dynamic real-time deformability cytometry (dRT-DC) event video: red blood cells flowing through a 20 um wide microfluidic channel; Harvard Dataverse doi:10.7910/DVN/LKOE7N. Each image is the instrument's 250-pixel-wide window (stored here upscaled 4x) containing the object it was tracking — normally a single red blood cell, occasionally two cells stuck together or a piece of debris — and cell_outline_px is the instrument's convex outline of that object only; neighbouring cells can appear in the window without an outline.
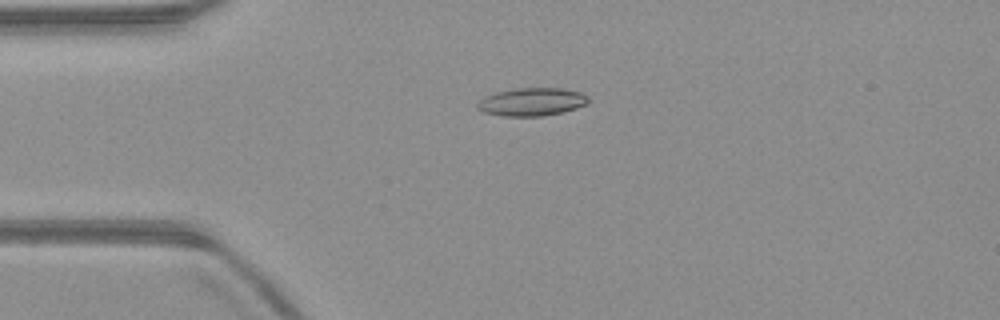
{"species": "common noctule bat (a hibernating species)", "species_latin": "Nyctalus noctula", "temperature_condition": "warm", "stored_images_in_passage": 51, "camera_frame_rate_fps": 3000, "um_per_image_px": 0.085, "animal": {"sex": "male", "body_mass_g": 23.1, "forearm_length_mm": 52.7}, "frame": {"image": 1, "passage_image": 12, "time_ms": 3.667, "image_size_px": [1000, 320], "cell_outline_px": [[588, 104], [564, 112], [544, 116], [500, 116], [484, 112], [476, 108], [476, 104], [484, 96], [496, 92], [516, 88], [560, 88], [580, 92], [588, 96]], "centroid_in_image_um": [45.19, 8.66], "position_along_channel_um": 39.8, "area_um2": 18.26}}
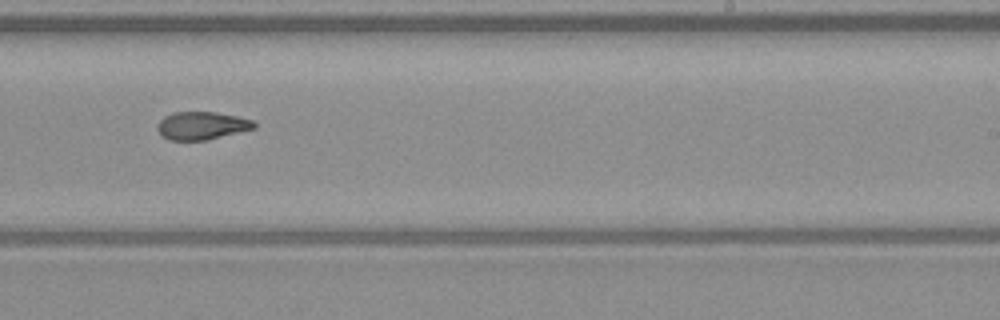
{"frame": {"image": 2, "passage_image": 31, "time_ms": 10.0, "image_size_px": [1000, 320], "cell_outline_px": [[256, 128], [208, 140], [168, 140], [160, 136], [156, 128], [156, 124], [164, 116], [172, 112], [216, 112], [236, 116], [252, 120], [256, 124]], "centroid_in_image_um": [17.1, 10.68], "position_along_channel_um": 271.9, "area_um2": 15.95}}
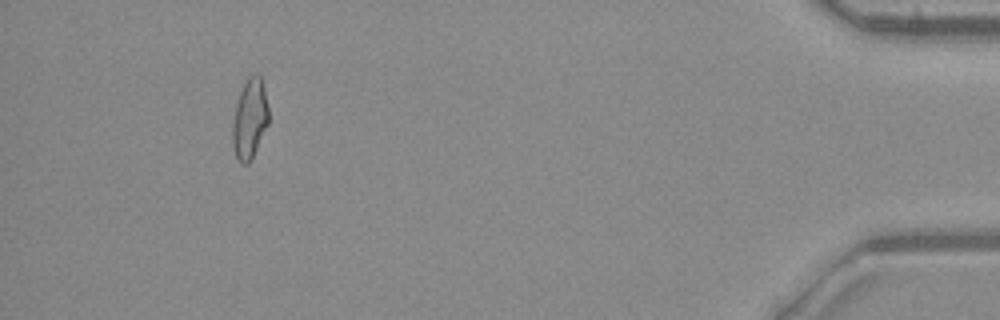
{"frame": {"image": 3, "passage_image": 47, "time_ms": 15.333, "image_size_px": [1000, 320], "cell_outline_px": [[268, 124], [252, 160], [248, 164], [240, 164], [236, 156], [232, 144], [232, 124], [236, 104], [240, 92], [248, 76], [256, 72], [260, 76], [264, 88], [268, 108]], "centroid_in_image_um": [21.22, 10.13], "position_along_channel_um": 414.0, "area_um2": 16.94}, "authors_computed_cell_mechanics": {"area_um2": 16.9932, "velocity_mm_per_s": 4.0388, "shape_relaxation_time_tau1_ms": null, "shape_relaxation_time_tau2_ms": 3.6677, "deformation_change_tau1": null, "deformation_change_tau2": 0.1145}}